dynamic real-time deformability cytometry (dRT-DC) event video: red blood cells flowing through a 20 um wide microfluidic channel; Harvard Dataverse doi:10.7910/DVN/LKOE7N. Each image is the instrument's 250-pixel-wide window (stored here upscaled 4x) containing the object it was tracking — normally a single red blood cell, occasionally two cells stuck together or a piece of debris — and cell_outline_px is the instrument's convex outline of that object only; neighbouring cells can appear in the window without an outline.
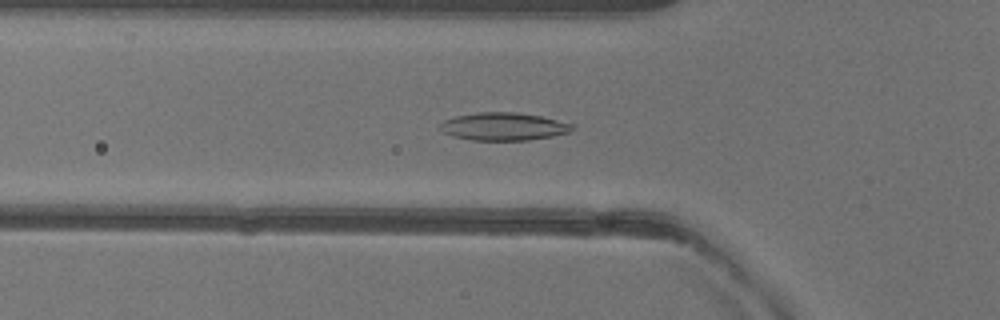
{"species": "common noctule bat (a hibernating species)", "species_latin": "Nyctalus noctula", "temperature_condition": "warm", "stored_images_in_passage": 50, "camera_frame_rate_fps": 3000, "um_per_image_px": 0.085, "animal": {"sex": "female"}, "frame": {"image": 1, "passage_image": 16, "time_ms": 5.0, "image_size_px": [1000, 320], "cell_outline_px": [[576, 128], [568, 132], [552, 136], [528, 140], [472, 140], [452, 136], [444, 132], [440, 128], [440, 124], [444, 120], [456, 116], [480, 112], [512, 112], [540, 116], [572, 124]], "centroid_in_image_um": [42.79, 10.76], "position_along_channel_um": 83.0, "area_um2": 21.15}}
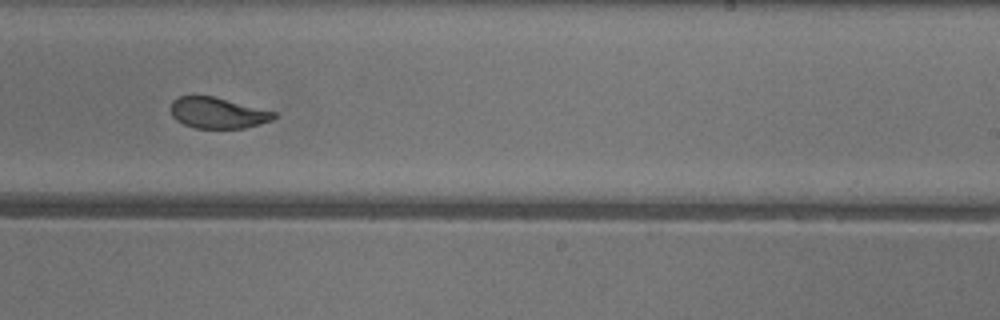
{"frame": {"image": 2, "passage_image": 30, "time_ms": 9.667, "image_size_px": [1000, 320], "cell_outline_px": [[276, 116], [272, 120], [260, 124], [244, 128], [196, 128], [184, 124], [176, 120], [172, 116], [172, 100], [180, 96], [212, 96], [276, 112]], "centroid_in_image_um": [18.51, 9.6], "position_along_channel_um": 270.5, "area_um2": 18.38}}
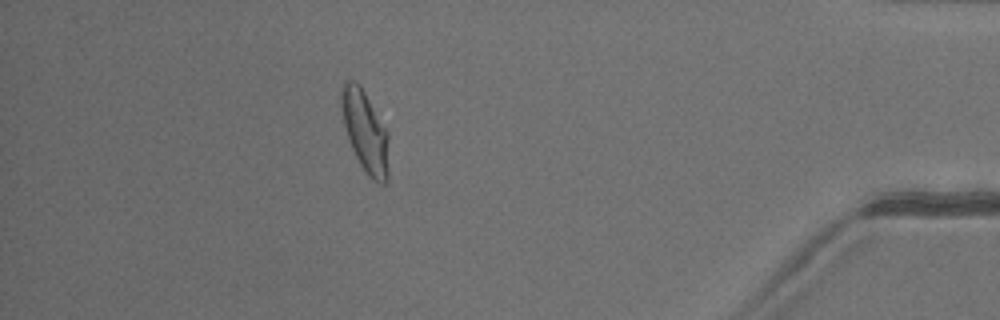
{"frame": {"image": 3, "passage_image": 44, "time_ms": 14.333, "image_size_px": [1000, 320], "cell_outline_px": [[388, 180], [384, 184], [380, 184], [368, 176], [360, 164], [348, 140], [340, 108], [340, 88], [344, 80], [356, 80], [360, 84], [388, 132]], "centroid_in_image_um": [31.02, 11.13], "position_along_channel_um": 404.2, "area_um2": 22.77}, "authors_computed_cell_mechanics": {"area_um2": 21.4149, "velocity_mm_per_s": 3.9994, "shape_relaxation_time_tau1_ms": 4.9263, "shape_relaxation_time_tau2_ms": 1.1635, "deformation_change_tau1": 0.1647, "deformation_change_tau2": 0.0607}}